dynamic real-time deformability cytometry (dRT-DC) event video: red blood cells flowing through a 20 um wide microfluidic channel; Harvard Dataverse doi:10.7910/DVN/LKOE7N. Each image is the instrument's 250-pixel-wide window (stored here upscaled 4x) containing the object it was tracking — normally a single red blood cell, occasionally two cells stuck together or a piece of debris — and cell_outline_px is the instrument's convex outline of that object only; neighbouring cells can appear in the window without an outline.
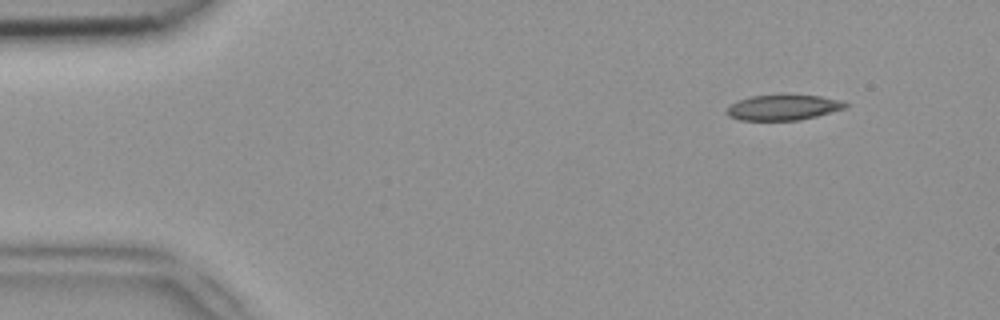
{"species": "common noctule bat (a hibernating species)", "species_latin": "Nyctalus noctula", "temperature_condition": "room temperature", "stored_images_in_passage": 46, "camera_frame_rate_fps": 3000, "um_per_image_px": 0.085, "animal": {"sex": "female", "body_mass_g": 18.4}, "frame": {"image": 1, "passage_image": 2, "time_ms": 0.333, "image_size_px": [1000, 320], "cell_outline_px": [[848, 104], [844, 108], [816, 116], [800, 120], [740, 120], [728, 116], [724, 112], [732, 104], [740, 100], [752, 96], [820, 96], [840, 100]], "centroid_in_image_um": [66.54, 9.15], "position_along_channel_um": 18.5, "area_um2": 17.05}}
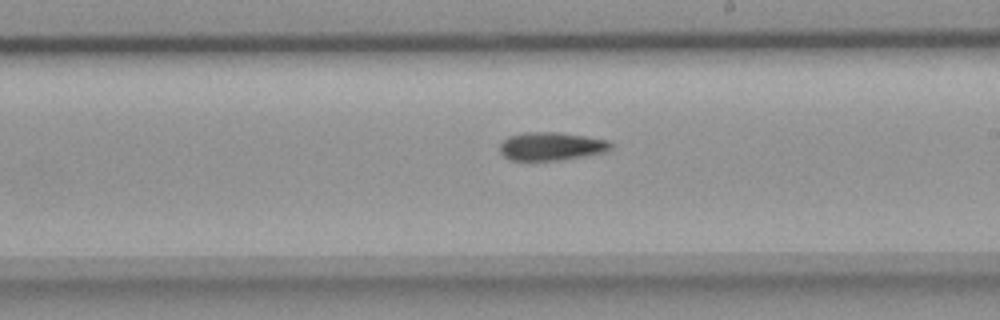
{"frame": {"image": 2, "passage_image": 25, "time_ms": 8.0, "image_size_px": [1000, 320], "cell_outline_px": [[612, 148], [604, 152], [584, 156], [560, 160], [512, 160], [504, 156], [500, 152], [500, 144], [508, 136], [524, 132], [560, 132], [608, 140], [612, 144]], "centroid_in_image_um": [46.85, 12.43], "position_along_channel_um": 242.1, "area_um2": 18.21}}
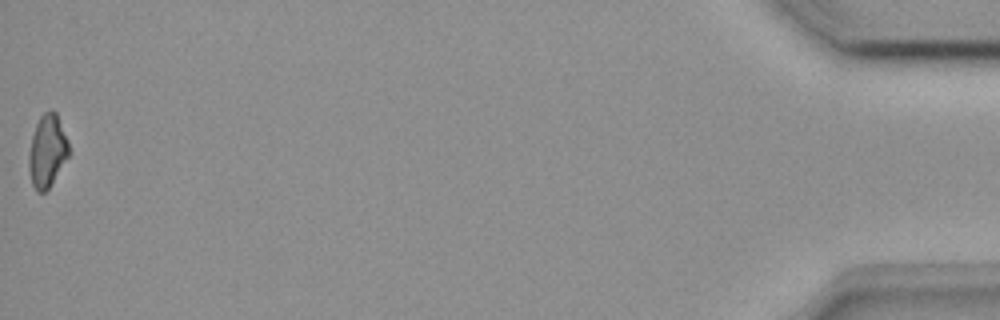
{"frame": {"image": 3, "passage_image": 46, "time_ms": 15.0, "image_size_px": [1000, 320], "cell_outline_px": [[68, 156], [48, 188], [44, 192], [36, 192], [32, 184], [28, 168], [28, 156], [32, 136], [36, 124], [40, 116], [44, 112], [56, 112], [68, 140]], "centroid_in_image_um": [3.99, 12.84], "position_along_channel_um": 431.2, "area_um2": 16.59}}